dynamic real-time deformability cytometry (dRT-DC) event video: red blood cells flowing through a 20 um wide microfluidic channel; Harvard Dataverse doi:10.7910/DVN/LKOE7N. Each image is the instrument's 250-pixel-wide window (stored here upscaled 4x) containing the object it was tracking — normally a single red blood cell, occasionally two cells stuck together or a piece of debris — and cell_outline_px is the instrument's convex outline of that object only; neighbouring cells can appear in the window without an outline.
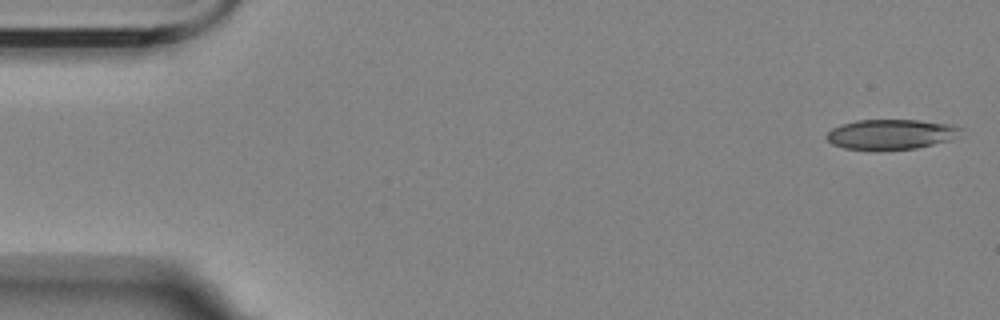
{"species": "Egyptian fruit bat (a non-hibernating species)", "species_latin": "Rousettus aegyptiacus", "temperature_condition": "room temperature", "stored_images_in_passage": 45, "camera_frame_rate_fps": 3000, "um_per_image_px": 0.085, "animal": {"sex": "female"}, "frame": {"image": 1, "passage_image": 1, "time_ms": 0.0, "image_size_px": [1000, 320], "cell_outline_px": [[964, 128], [948, 140], [916, 148], [844, 148], [832, 144], [824, 136], [832, 128], [840, 124], [856, 120], [920, 120], [952, 124]], "centroid_in_image_um": [75.7, 11.37], "position_along_channel_um": 9.3, "area_um2": 22.89}}
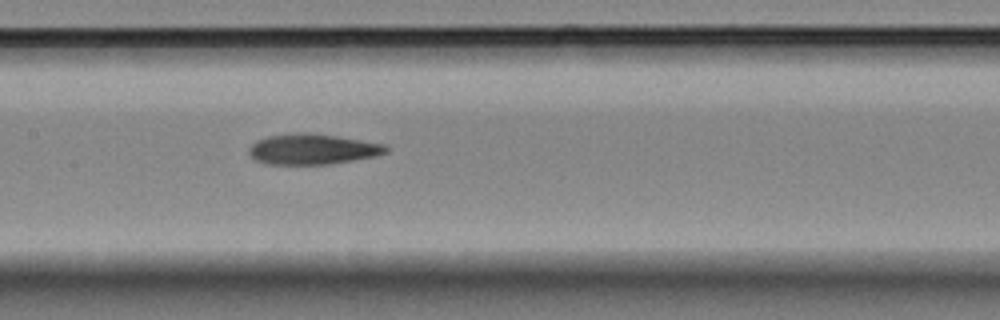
{"frame": {"image": 2, "passage_image": 26, "time_ms": 8.333, "image_size_px": [1000, 320], "cell_outline_px": [[388, 152], [376, 156], [332, 164], [268, 164], [256, 160], [248, 152], [248, 148], [256, 140], [268, 136], [296, 132], [312, 132], [388, 144]], "centroid_in_image_um": [26.6, 12.66], "position_along_channel_um": 180.8, "area_um2": 24.68}}
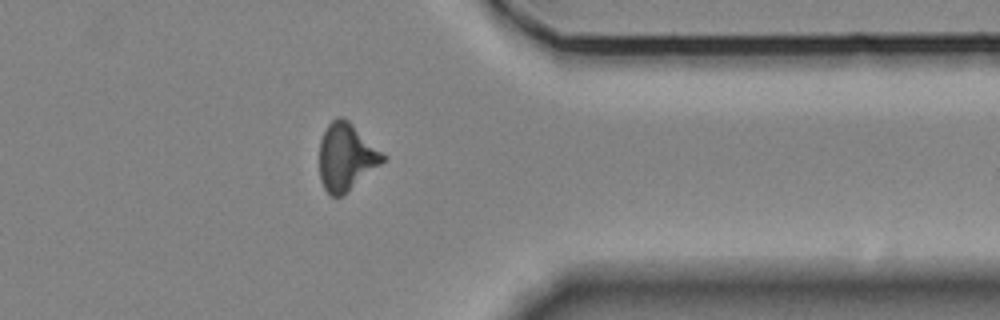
{"frame": {"image": 3, "passage_image": 44, "time_ms": 14.333, "image_size_px": [1000, 320], "cell_outline_px": [[388, 156], [380, 164], [340, 196], [332, 196], [324, 188], [320, 180], [320, 140], [328, 124], [336, 116], [344, 116]], "centroid_in_image_um": [29.42, 13.28], "position_along_channel_um": 382.0, "area_um2": 24.51}}